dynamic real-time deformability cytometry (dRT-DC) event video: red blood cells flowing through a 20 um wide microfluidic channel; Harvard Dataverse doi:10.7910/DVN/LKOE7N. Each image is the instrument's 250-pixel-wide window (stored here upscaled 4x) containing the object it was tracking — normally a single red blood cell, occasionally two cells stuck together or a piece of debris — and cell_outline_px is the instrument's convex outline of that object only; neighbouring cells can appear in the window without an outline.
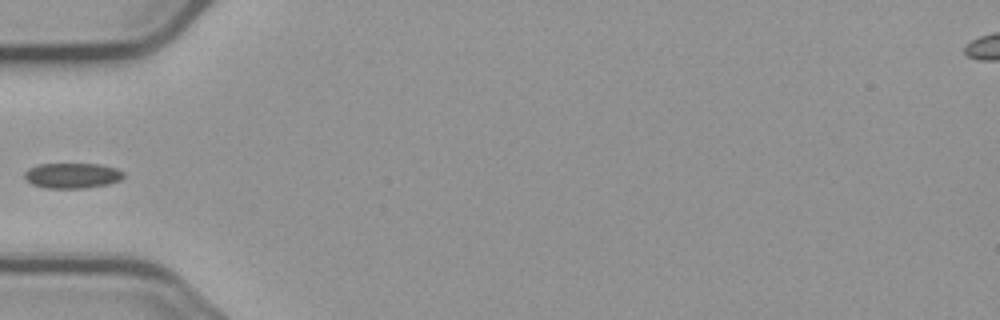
{"species": "common noctule bat (a hibernating species)", "species_latin": "Nyctalus noctula", "temperature_condition": "cold", "stored_images_in_passage": 5, "camera_frame_rate_fps": 3000, "um_per_image_px": 0.085, "animal": {"sex": "male", "body_mass_g": 23.1, "forearm_length_mm": 52.7}, "frame": {"image": 1, "passage_image": 5, "time_ms": 5.0, "image_size_px": [1000, 320], "cell_outline_px": [[124, 176], [120, 180], [108, 184], [84, 188], [44, 188], [32, 184], [24, 176], [24, 172], [28, 168], [40, 164], [100, 164], [116, 168], [124, 172]], "centroid_in_image_um": [6.15, 14.92], "position_along_channel_um": 78.9, "area_um2": 14.62}}